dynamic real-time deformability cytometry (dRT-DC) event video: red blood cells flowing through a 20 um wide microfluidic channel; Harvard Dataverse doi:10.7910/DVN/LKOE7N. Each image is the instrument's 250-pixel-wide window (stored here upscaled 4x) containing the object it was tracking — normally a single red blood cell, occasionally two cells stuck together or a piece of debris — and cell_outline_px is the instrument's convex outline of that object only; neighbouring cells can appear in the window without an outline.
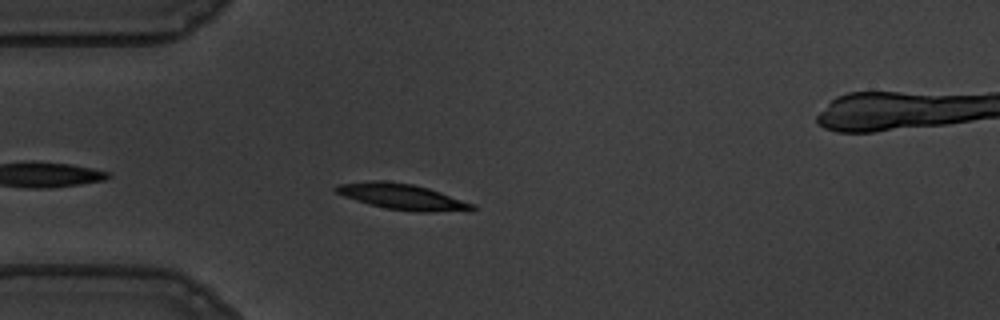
{"species": "common noctule bat (a hibernating species)", "species_latin": "Nyctalus noctula", "temperature_condition": "warm", "stored_images_in_passage": 37, "camera_frame_rate_fps": 3000, "um_per_image_px": 0.085, "animal": {"sex": "male", "body_mass_g": 19.5, "forearm_length_mm": 54.6}, "frame": {"image": 1, "passage_image": 6, "time_ms": 1.667, "image_size_px": [1000, 320], "cell_outline_px": [[476, 208], [472, 212], [420, 212], [384, 208], [368, 204], [344, 196], [336, 192], [332, 188], [340, 184], [372, 180], [384, 180], [412, 184], [428, 188], [440, 192], [472, 204]], "centroid_in_image_um": [34.21, 16.73], "position_along_channel_um": 50.8, "area_um2": 20.58}, "authors_computed_cell_mechanics": {"area_um2": 19.8832, "velocity_mm_per_s": 3.5617, "shape_relaxation_time_tau1_ms": 3.1675, "shape_relaxation_time_tau2_ms": 2.1526, "deformation_change_tau1": 0.1421, "deformation_change_tau2": 0.0734}}